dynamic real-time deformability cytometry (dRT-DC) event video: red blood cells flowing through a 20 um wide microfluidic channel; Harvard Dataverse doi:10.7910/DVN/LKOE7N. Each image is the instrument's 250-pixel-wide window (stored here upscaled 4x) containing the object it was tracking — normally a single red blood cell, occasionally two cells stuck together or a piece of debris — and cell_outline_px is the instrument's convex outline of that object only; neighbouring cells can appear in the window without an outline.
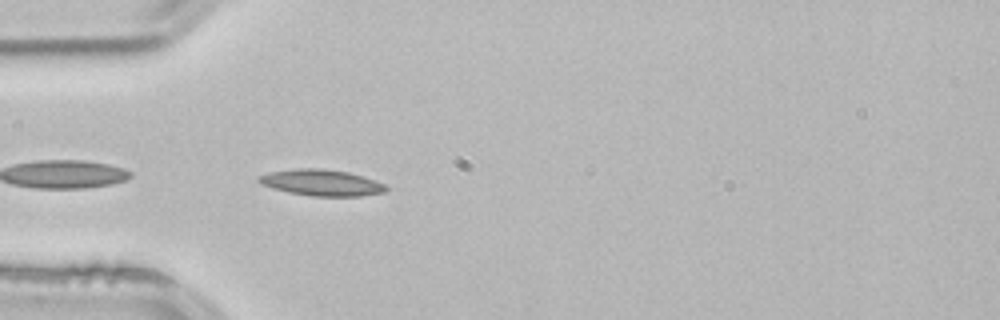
{"species": "common noctule bat (a hibernating species)", "species_latin": "Nyctalus noctula", "temperature_condition": "room temperature", "stored_images_in_passage": 3, "camera_frame_rate_fps": 3000, "um_per_image_px": 0.085, "animal": {"sex": "male", "body_mass_g": 21.5, "forearm_length_mm": 52.0}, "frame": {"image": 1, "passage_image": 3, "time_ms": 0.667, "image_size_px": [1000, 320], "cell_outline_px": [[388, 188], [384, 192], [360, 196], [312, 196], [288, 192], [272, 188], [260, 184], [256, 180], [256, 176], [268, 172], [296, 168], [320, 168], [348, 172], [384, 184]], "centroid_in_image_um": [27.24, 15.52], "position_along_channel_um": 57.8, "area_um2": 19.42}}